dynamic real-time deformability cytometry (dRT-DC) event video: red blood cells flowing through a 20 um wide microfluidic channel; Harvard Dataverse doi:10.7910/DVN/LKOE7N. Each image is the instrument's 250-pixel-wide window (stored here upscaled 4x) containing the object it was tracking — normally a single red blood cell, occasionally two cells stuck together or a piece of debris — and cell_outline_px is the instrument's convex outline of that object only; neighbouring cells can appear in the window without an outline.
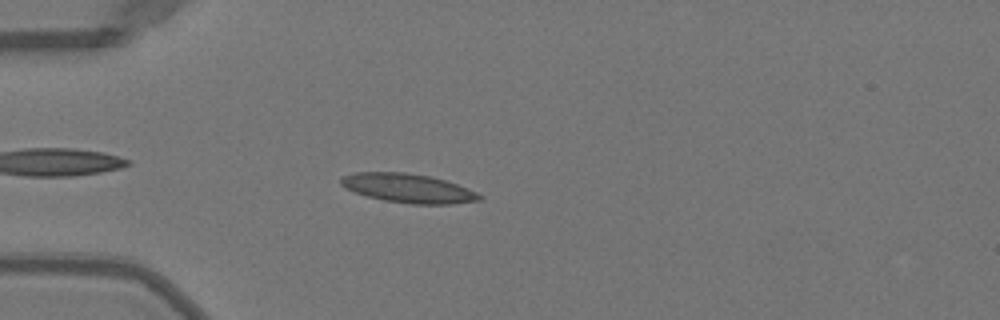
{"species": "Egyptian fruit bat (a non-hibernating species)", "species_latin": "Rousettus aegyptiacus", "temperature_condition": "warm", "stored_images_in_passage": 44, "camera_frame_rate_fps": 3000, "um_per_image_px": 0.085, "animal": {"sex": "female"}, "frame": {"image": 1, "passage_image": 8, "time_ms": 2.333, "image_size_px": [1000, 320], "cell_outline_px": [[484, 196], [480, 200], [448, 204], [412, 204], [384, 200], [368, 196], [344, 188], [340, 184], [340, 180], [344, 176], [356, 172], [404, 172], [428, 176], [444, 180], [456, 184], [476, 192]], "centroid_in_image_um": [34.68, 16.0], "position_along_channel_um": 50.3, "area_um2": 23.12}}
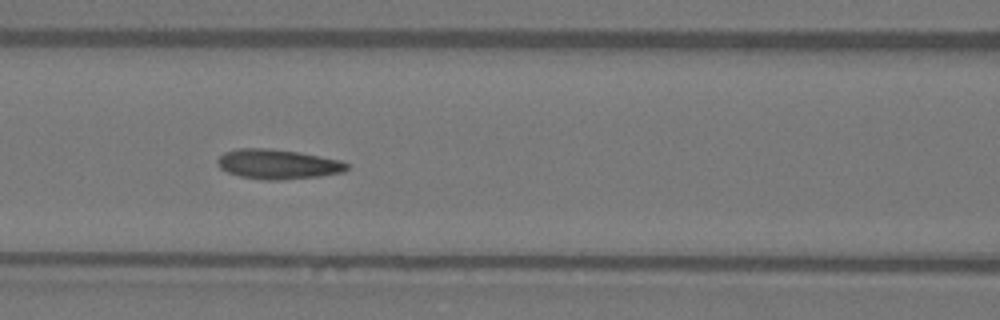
{"frame": {"image": 2, "passage_image": 16, "time_ms": 5.0, "image_size_px": [1000, 320], "cell_outline_px": [[348, 168], [344, 172], [320, 176], [276, 180], [264, 180], [240, 176], [228, 172], [220, 168], [216, 164], [216, 160], [224, 152], [236, 148], [272, 148], [300, 152], [340, 160], [348, 164]], "centroid_in_image_um": [23.59, 13.94], "position_along_channel_um": 143.0, "area_um2": 22.54}}
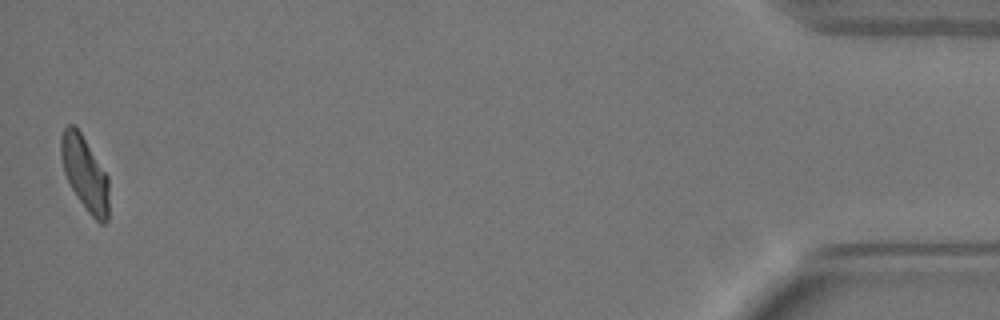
{"frame": {"image": 3, "passage_image": 44, "time_ms": 14.333, "image_size_px": [1000, 320], "cell_outline_px": [[108, 220], [104, 224], [100, 224], [88, 212], [76, 196], [64, 172], [60, 156], [60, 136], [64, 128], [68, 124], [72, 124], [80, 132], [108, 176]], "centroid_in_image_um": [7.2, 14.74], "position_along_channel_um": 428.0, "area_um2": 20.58}, "authors_computed_cell_mechanics": {"area_um2": 21.8195, "velocity_mm_per_s": 3.9955, "shape_relaxation_time_tau1_ms": 4.1797, "shape_relaxation_time_tau2_ms": 1.5792, "deformation_change_tau1": 0.1814, "deformation_change_tau2": 0.0868}}